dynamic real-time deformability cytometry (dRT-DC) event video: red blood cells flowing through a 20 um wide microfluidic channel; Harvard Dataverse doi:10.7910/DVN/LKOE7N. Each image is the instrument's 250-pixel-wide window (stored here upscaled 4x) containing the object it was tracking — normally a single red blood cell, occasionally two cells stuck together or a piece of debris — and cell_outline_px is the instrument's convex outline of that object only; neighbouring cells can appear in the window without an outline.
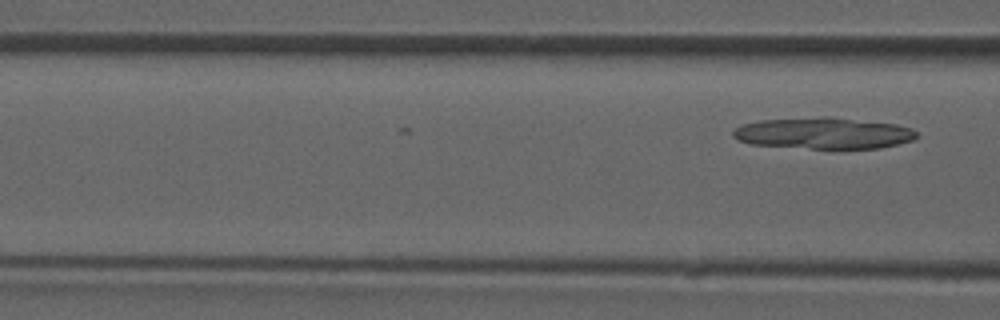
{"species": "common noctule bat (a hibernating species)", "species_latin": "Nyctalus noctula", "temperature_condition": "room temperature", "stored_images_in_passage": 6, "camera_frame_rate_fps": 3000, "um_per_image_px": 0.085, "animal": {"sex": "male", "forearm_length_mm": 52.5}, "frame": {"image": 1, "passage_image": 6, "time_ms": 6.667, "image_size_px": [1000, 320], "cell_outline_px": [[920, 136], [912, 140], [880, 148], [808, 148], [752, 144], [736, 140], [732, 136], [732, 132], [736, 128], [744, 124], [760, 120], [824, 116], [828, 116], [896, 124], [912, 128]], "centroid_in_image_um": [70.01, 11.31], "position_along_channel_um": 96.6, "area_um2": 33.52}}